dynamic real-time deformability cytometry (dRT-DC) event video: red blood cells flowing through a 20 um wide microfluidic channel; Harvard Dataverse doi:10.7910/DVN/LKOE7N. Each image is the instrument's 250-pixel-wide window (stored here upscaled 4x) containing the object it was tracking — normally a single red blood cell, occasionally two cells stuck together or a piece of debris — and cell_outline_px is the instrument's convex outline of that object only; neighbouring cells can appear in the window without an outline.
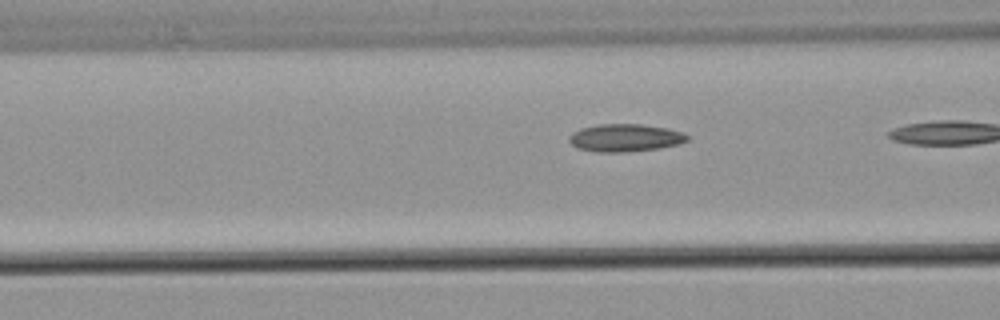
{"species": "common noctule bat (a hibernating species)", "species_latin": "Nyctalus noctula", "temperature_condition": "warm", "stored_images_in_passage": 9, "camera_frame_rate_fps": 3000, "um_per_image_px": 0.085, "animal": {"sex": "male", "body_mass_g": 21.5, "forearm_length_mm": 52.0}, "frame": {"image": 1, "passage_image": 8, "time_ms": 2.333, "image_size_px": [1000, 320], "cell_outline_px": [[688, 140], [680, 144], [660, 148], [624, 152], [596, 152], [576, 148], [568, 140], [568, 136], [572, 132], [580, 128], [596, 124], [640, 124], [668, 128], [684, 132], [688, 136]], "centroid_in_image_um": [53.12, 11.71], "position_along_channel_um": 113.5, "area_um2": 19.31}}